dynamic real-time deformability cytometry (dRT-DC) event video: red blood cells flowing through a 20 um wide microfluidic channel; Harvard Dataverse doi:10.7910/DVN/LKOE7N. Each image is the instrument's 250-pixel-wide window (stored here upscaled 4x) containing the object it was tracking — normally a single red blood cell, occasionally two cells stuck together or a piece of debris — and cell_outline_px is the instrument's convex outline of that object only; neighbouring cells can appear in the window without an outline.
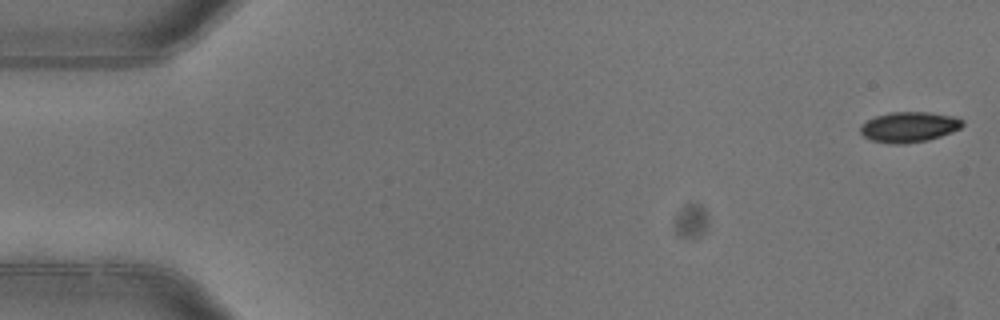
{"species": "common noctule bat (a hibernating species)", "species_latin": "Nyctalus noctula", "temperature_condition": "warm", "stored_images_in_passage": 5, "camera_frame_rate_fps": 3000, "um_per_image_px": 0.085, "animal": {"sex": "female"}, "frame": {"image": 1, "passage_image": 1, "time_ms": 0.0, "image_size_px": [1000, 320], "cell_outline_px": [[964, 124], [960, 128], [952, 132], [928, 140], [904, 144], [892, 144], [872, 140], [864, 136], [860, 132], [860, 124], [876, 116], [888, 112], [928, 112], [956, 116], [964, 120]], "centroid_in_image_um": [77.29, 10.79], "position_along_channel_um": 7.7, "area_um2": 18.21}}
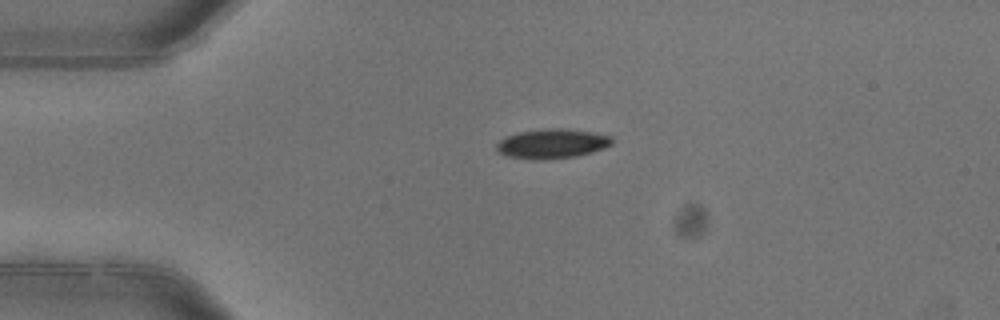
{"frame": {"image": 2, "passage_image": 4, "time_ms": 1.0, "image_size_px": [1000, 320], "cell_outline_px": [[612, 144], [604, 148], [592, 152], [576, 156], [544, 160], [532, 160], [508, 156], [500, 152], [496, 148], [496, 144], [504, 136], [520, 132], [540, 128], [564, 128], [612, 136]], "centroid_in_image_um": [46.9, 12.21], "position_along_channel_um": 38.1, "area_um2": 19.94}}